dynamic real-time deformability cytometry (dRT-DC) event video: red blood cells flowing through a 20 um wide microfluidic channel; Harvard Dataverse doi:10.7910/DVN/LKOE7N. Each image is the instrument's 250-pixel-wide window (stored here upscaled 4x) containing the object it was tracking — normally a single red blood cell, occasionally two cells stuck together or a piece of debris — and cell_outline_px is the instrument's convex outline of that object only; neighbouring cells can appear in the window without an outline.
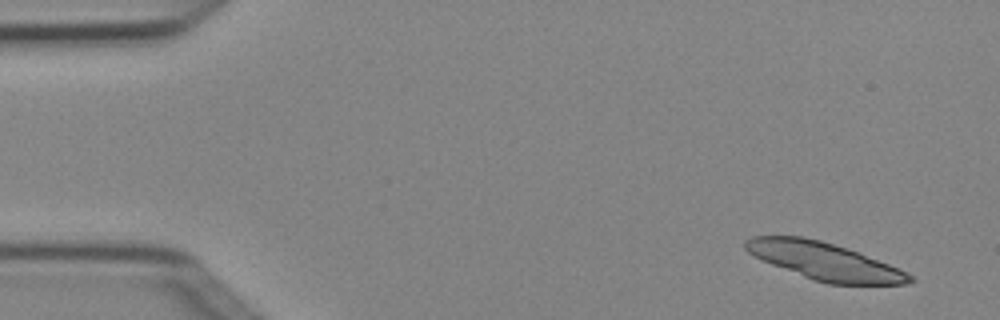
{"species": "Egyptian fruit bat (a non-hibernating species)", "species_latin": "Rousettus aegyptiacus", "temperature_condition": "cold", "stored_images_in_passage": 5, "camera_frame_rate_fps": 3000, "um_per_image_px": 0.085, "animal": {"sex": "female"}, "frame": {"image": 1, "passage_image": 1, "time_ms": 0.0, "image_size_px": [1000, 320], "cell_outline_px": [[916, 280], [908, 284], [828, 284], [812, 280], [772, 264], [748, 252], [744, 248], [744, 240], [752, 236], [804, 236], [820, 240], [856, 252], [888, 264], [908, 272]], "centroid_in_image_um": [70.07, 22.2], "position_along_channel_um": 14.9, "area_um2": 35.37}}